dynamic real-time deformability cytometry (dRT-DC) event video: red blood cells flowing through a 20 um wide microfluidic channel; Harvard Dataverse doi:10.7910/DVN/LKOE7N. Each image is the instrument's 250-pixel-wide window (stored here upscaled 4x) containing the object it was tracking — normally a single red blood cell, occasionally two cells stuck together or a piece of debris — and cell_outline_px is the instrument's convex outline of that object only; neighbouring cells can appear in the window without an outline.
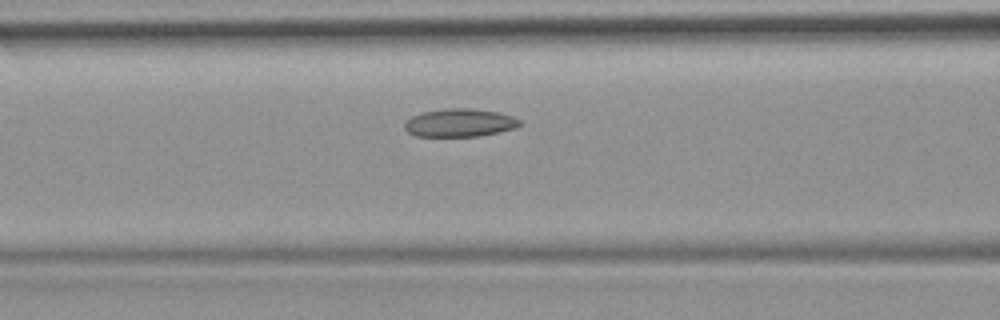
{"species": "common noctule bat (a hibernating species)", "species_latin": "Nyctalus noctula", "temperature_condition": "room temperature", "stored_images_in_passage": 38, "camera_frame_rate_fps": 3000, "um_per_image_px": 0.085, "animal": {"sex": "female", "body_mass_g": 19.9}, "frame": {"image": 1, "passage_image": 17, "time_ms": 5.333, "image_size_px": [1000, 320], "cell_outline_px": [[520, 124], [516, 128], [500, 132], [480, 136], [416, 136], [408, 132], [404, 128], [404, 120], [420, 112], [444, 108], [472, 108], [496, 112], [512, 116], [520, 120]], "centroid_in_image_um": [39.03, 10.43], "position_along_channel_um": 127.6, "area_um2": 19.02}}
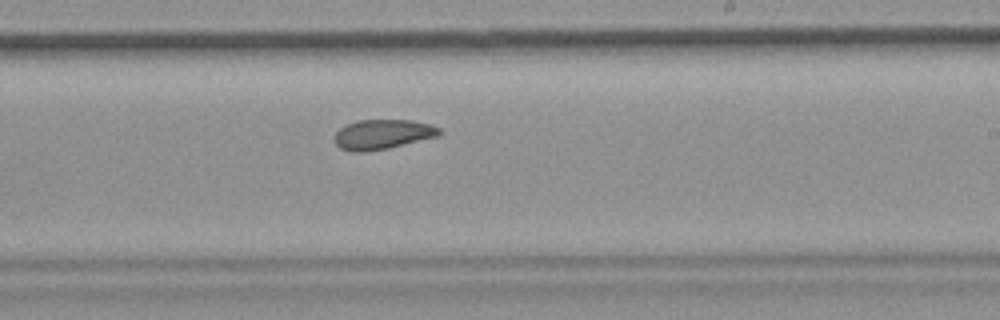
{"frame": {"image": 2, "passage_image": 27, "time_ms": 8.667, "image_size_px": [1000, 320], "cell_outline_px": [[440, 132], [436, 136], [388, 148], [360, 152], [352, 152], [340, 148], [332, 140], [336, 132], [344, 124], [356, 120], [412, 120], [432, 124], [440, 128]], "centroid_in_image_um": [32.45, 11.4], "position_along_channel_um": 256.5, "area_um2": 18.21}}